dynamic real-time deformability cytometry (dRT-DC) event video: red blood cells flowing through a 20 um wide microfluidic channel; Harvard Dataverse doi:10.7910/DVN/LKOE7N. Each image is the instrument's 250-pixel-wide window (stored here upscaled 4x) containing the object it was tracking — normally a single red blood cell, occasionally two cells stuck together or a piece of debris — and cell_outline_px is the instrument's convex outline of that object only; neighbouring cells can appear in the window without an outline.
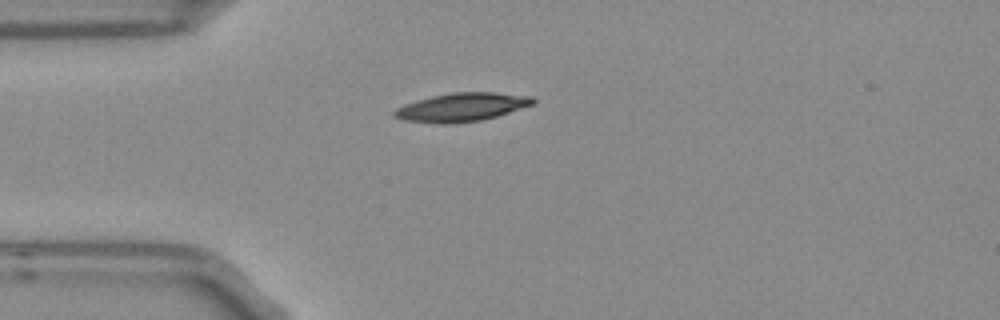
{"species": "Egyptian fruit bat (a non-hibernating species)", "species_latin": "Rousettus aegyptiacus", "temperature_condition": "room temperature", "stored_images_in_passage": 1, "camera_frame_rate_fps": 3000, "um_per_image_px": 0.085, "frame": {"image": 1, "passage_image": 1, "time_ms": 0.0, "image_size_px": [1000, 320], "cell_outline_px": [[536, 100], [532, 104], [496, 116], [480, 120], [452, 124], [440, 124], [404, 120], [392, 116], [392, 112], [396, 108], [404, 104], [416, 100], [432, 96], [452, 92], [496, 92], [532, 96]], "centroid_in_image_um": [39.19, 9.11], "position_along_channel_um": 45.8, "area_um2": 23.0}}